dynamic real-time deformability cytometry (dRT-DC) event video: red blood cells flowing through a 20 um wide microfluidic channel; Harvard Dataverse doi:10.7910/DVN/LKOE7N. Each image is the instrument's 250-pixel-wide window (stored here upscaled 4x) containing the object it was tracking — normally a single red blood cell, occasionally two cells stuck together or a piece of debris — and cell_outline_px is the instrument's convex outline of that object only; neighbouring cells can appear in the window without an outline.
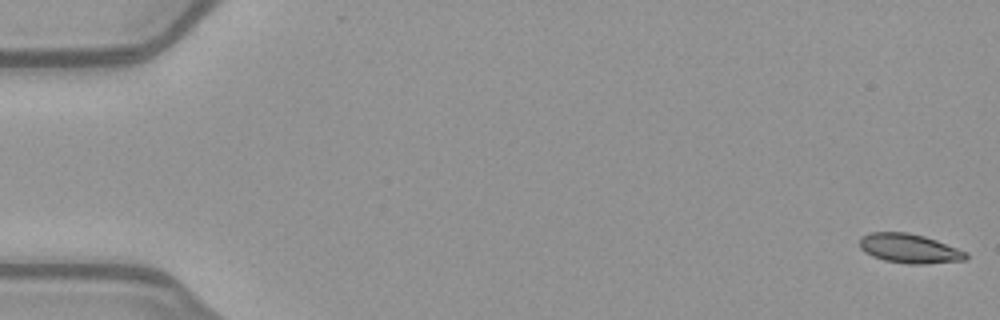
{"species": "common noctule bat (a hibernating species)", "species_latin": "Nyctalus noctula", "temperature_condition": "warm", "stored_images_in_passage": 43, "camera_frame_rate_fps": 3000, "um_per_image_px": 0.085, "animal": {"sex": "female", "body_mass_g": 21.9}, "frame": {"image": 1, "passage_image": 1, "time_ms": 0.0, "image_size_px": [1000, 320], "cell_outline_px": [[968, 256], [964, 260], [924, 264], [908, 264], [884, 260], [872, 256], [864, 252], [860, 248], [860, 240], [868, 232], [908, 232], [924, 236], [936, 240], [968, 252]], "centroid_in_image_um": [77.3, 21.12], "position_along_channel_um": 7.7, "area_um2": 18.15}}
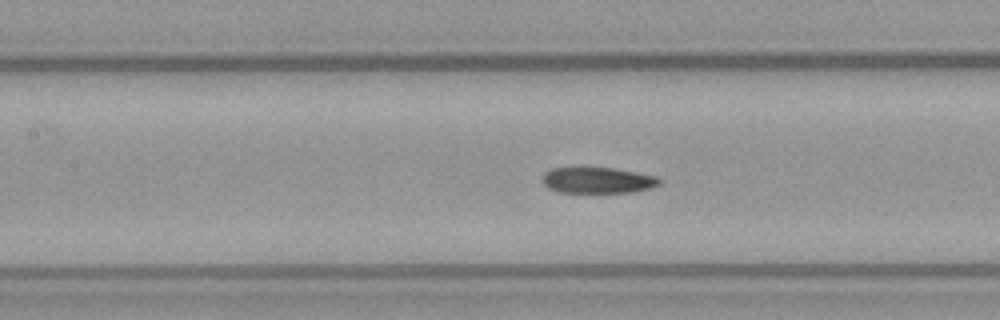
{"frame": {"image": 2, "passage_image": 24, "time_ms": 7.667, "image_size_px": [1000, 320], "cell_outline_px": [[660, 184], [648, 188], [632, 192], [556, 192], [548, 188], [544, 184], [544, 172], [552, 168], [612, 168], [636, 172], [656, 176], [660, 180]], "centroid_in_image_um": [50.78, 15.32], "position_along_channel_um": 156.6, "area_um2": 17.46}}
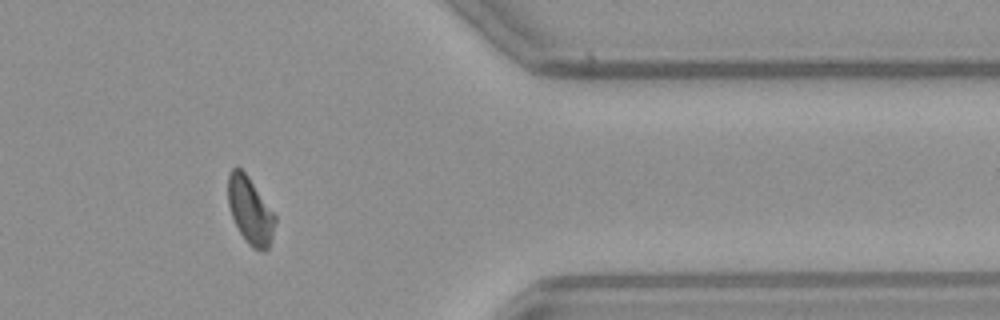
{"frame": {"image": 3, "passage_image": 43, "time_ms": 14.0, "image_size_px": [1000, 320], "cell_outline_px": [[276, 220], [272, 236], [268, 248], [252, 248], [248, 244], [240, 232], [232, 216], [228, 204], [228, 172], [236, 164], [248, 176], [276, 216]], "centroid_in_image_um": [21.24, 17.84], "position_along_channel_um": 390.2, "area_um2": 18.03}, "authors_computed_cell_mechanics": {"area_um2": 19.1318, "velocity_mm_per_s": 4.004, "shape_relaxation_time_tau1_ms": null, "shape_relaxation_time_tau2_ms": 3.0381, "deformation_change_tau1": null, "deformation_change_tau2": 0.0845}}